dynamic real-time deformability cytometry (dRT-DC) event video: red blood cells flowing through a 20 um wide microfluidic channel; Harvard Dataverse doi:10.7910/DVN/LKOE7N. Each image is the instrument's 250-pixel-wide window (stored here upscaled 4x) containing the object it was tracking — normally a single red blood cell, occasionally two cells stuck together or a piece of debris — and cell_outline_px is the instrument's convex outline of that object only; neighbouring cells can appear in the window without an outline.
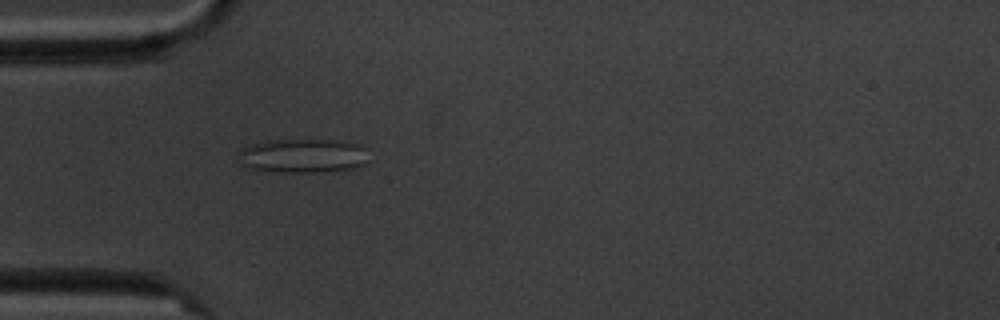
{"species": "common noctule bat (a hibernating species)", "species_latin": "Nyctalus noctula", "temperature_condition": "cold", "stored_images_in_passage": 4, "camera_frame_rate_fps": 3000, "um_per_image_px": 0.085, "animal": {"sex": "male", "body_mass_g": 20.1, "forearm_length_mm": 53.5}, "frame": {"image": 1, "passage_image": 4, "time_ms": 3.667, "image_size_px": [1000, 320], "cell_outline_px": [[368, 160], [364, 164], [352, 168], [324, 172], [280, 172], [252, 168], [240, 164], [240, 148], [248, 144], [268, 140], [344, 140], [356, 144], [364, 148]], "centroid_in_image_um": [25.73, 13.23], "position_along_channel_um": 59.3, "area_um2": 25.89}}